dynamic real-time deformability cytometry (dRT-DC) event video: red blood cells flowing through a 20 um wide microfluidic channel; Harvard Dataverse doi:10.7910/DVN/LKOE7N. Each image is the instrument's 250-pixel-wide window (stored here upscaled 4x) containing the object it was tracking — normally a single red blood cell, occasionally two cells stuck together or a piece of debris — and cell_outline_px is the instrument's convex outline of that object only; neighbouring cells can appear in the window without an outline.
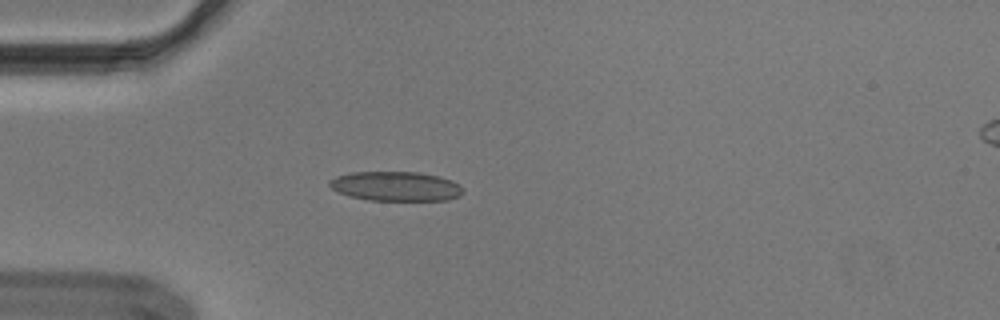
{"species": "Egyptian fruit bat (a non-hibernating species)", "species_latin": "Rousettus aegyptiacus", "temperature_condition": "cold", "stored_images_in_passage": 42, "camera_frame_rate_fps": 3000, "um_per_image_px": 0.085, "animal": {"sex": "male"}, "frame": {"image": 1, "passage_image": 3, "time_ms": 0.667, "image_size_px": [1000, 320], "cell_outline_px": [[464, 192], [460, 196], [448, 200], [368, 200], [348, 196], [332, 188], [328, 184], [328, 180], [336, 176], [352, 172], [420, 172], [440, 176], [452, 180], [460, 184], [464, 188]], "centroid_in_image_um": [33.68, 15.83], "position_along_channel_um": 51.3, "area_um2": 23.18}}
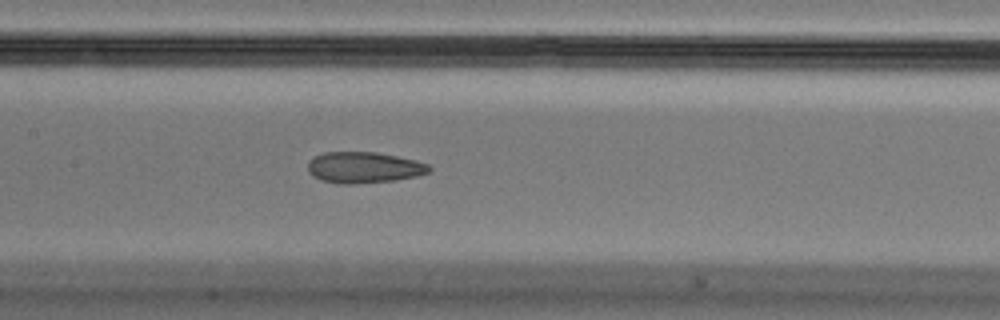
{"frame": {"image": 2, "passage_image": 14, "time_ms": 4.333, "image_size_px": [1000, 320], "cell_outline_px": [[432, 168], [428, 172], [416, 176], [396, 180], [352, 184], [340, 184], [320, 180], [312, 176], [308, 172], [308, 160], [324, 152], [376, 152], [416, 160], [428, 164]], "centroid_in_image_um": [30.9, 14.24], "position_along_channel_um": 176.5, "area_um2": 22.08}}
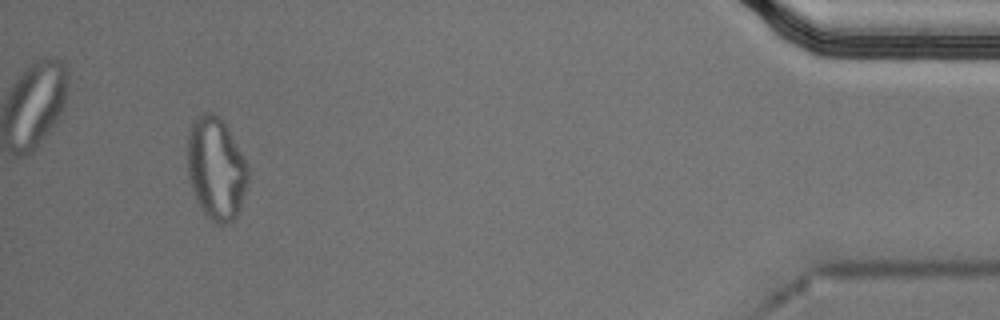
{"frame": {"image": 3, "passage_image": 39, "time_ms": 12.667, "image_size_px": [1000, 320], "cell_outline_px": [[248, 180], [240, 212], [232, 220], [224, 224], [220, 224], [212, 220], [200, 208], [196, 200], [188, 176], [188, 132], [196, 116], [204, 112], [212, 112], [224, 120], [244, 156], [248, 164]], "centroid_in_image_um": [18.38, 14.3], "position_along_channel_um": 416.8, "area_um2": 36.41}, "authors_computed_cell_mechanics": {"area_um2": 23.1778, "velocity_mm_per_s": 3.6706, "shape_relaxation_time_tau1_ms": null, "shape_relaxation_time_tau2_ms": 2.3484, "deformation_change_tau1": null, "deformation_change_tau2": 0.0968}}